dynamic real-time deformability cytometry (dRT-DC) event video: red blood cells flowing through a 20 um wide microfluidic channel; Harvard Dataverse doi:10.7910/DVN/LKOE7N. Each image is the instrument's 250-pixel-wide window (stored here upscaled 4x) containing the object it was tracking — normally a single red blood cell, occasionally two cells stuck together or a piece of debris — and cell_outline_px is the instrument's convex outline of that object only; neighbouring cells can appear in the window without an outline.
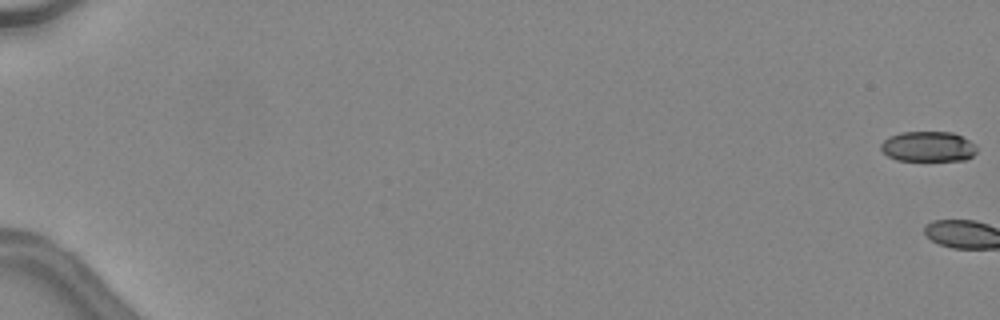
{"species": "common noctule bat (a hibernating species)", "species_latin": "Nyctalus noctula", "temperature_condition": "warm", "stored_images_in_passage": 3, "camera_frame_rate_fps": 3000, "um_per_image_px": 0.085, "animal": {"sex": "female", "body_mass_g": 24.6, "forearm_length_mm": 56.2}, "frame": {"image": 1, "passage_image": 1, "time_ms": 0.0, "image_size_px": [1000, 320], "cell_outline_px": [[976, 152], [972, 156], [964, 160], [896, 160], [888, 156], [880, 148], [880, 144], [888, 136], [900, 132], [952, 132], [976, 144]], "centroid_in_image_um": [78.87, 12.45], "position_along_channel_um": 6.1, "area_um2": 16.88}}